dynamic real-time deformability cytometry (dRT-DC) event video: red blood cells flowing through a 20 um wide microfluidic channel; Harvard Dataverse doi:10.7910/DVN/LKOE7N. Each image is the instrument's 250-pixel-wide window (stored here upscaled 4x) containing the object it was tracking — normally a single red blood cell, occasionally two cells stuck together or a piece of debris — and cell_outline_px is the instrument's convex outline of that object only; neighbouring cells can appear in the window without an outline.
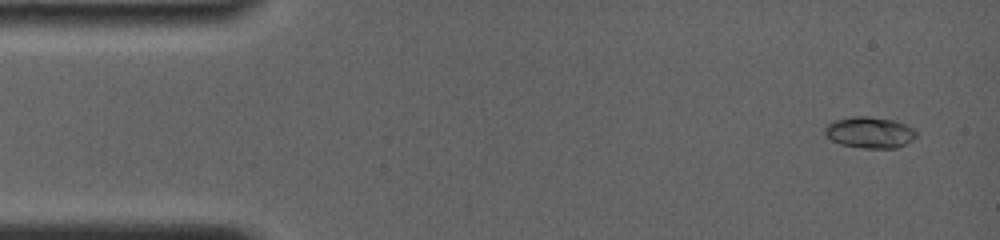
{"species": "common noctule bat (a hibernating species)", "species_latin": "Nyctalus noctula", "temperature_condition": "room temperature", "stored_images_in_passage": 82, "camera_frame_rate_fps": 4000, "um_per_image_px": 0.085, "animal": {"sex": "female", "body_mass_g": 19.0, "forearm_length_mm": 56.7}, "frame": {"image": 1, "passage_image": 3, "time_ms": 0.75, "image_size_px": [1000, 240], "cell_outline_px": [[916, 136], [912, 140], [896, 148], [864, 148], [840, 144], [832, 140], [824, 132], [824, 128], [832, 120], [852, 116], [868, 116], [896, 120], [912, 128], [916, 132]], "centroid_in_image_um": [73.9, 11.24], "position_along_channel_um": 11.1, "area_um2": 16.65}}
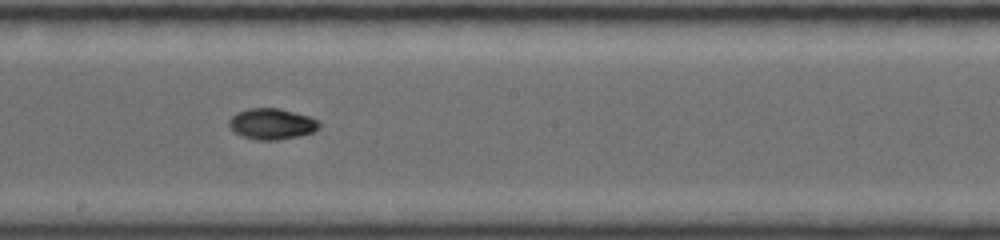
{"frame": {"image": 2, "passage_image": 51, "time_ms": 9.0, "image_size_px": [1000, 240], "cell_outline_px": [[320, 128], [312, 132], [296, 136], [276, 140], [256, 140], [240, 136], [228, 124], [228, 120], [236, 112], [248, 108], [280, 108], [312, 116], [320, 120]], "centroid_in_image_um": [23.12, 10.51], "position_along_channel_um": 225.1, "area_um2": 16.47}}
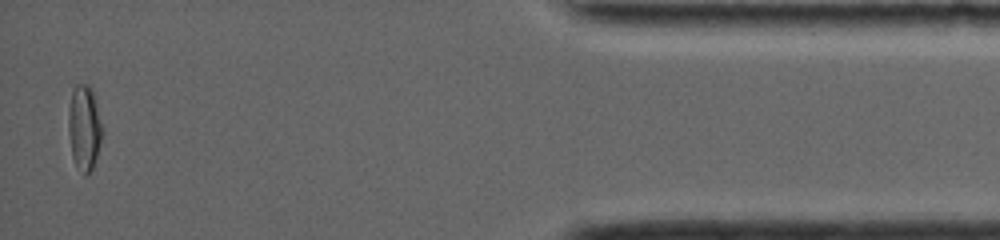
{"frame": {"image": 3, "passage_image": 81, "time_ms": 15.75, "image_size_px": [1000, 240], "cell_outline_px": [[104, 132], [92, 168], [88, 176], [84, 176], [76, 168], [72, 156], [68, 132], [68, 112], [72, 88], [76, 84], [88, 84], [92, 88], [104, 128]], "centroid_in_image_um": [7.17, 10.85], "position_along_channel_um": 428.0, "area_um2": 17.34}, "authors_computed_cell_mechanics": {"area_um2": 15.8083, "velocity_mm_per_s": 3.8862, "shape_relaxation_time_tau1_ms": 4.2811, "shape_relaxation_time_tau2_ms": 4.2623, "deformation_change_tau1": 0.1692, "deformation_change_tau2": 0.0494}}